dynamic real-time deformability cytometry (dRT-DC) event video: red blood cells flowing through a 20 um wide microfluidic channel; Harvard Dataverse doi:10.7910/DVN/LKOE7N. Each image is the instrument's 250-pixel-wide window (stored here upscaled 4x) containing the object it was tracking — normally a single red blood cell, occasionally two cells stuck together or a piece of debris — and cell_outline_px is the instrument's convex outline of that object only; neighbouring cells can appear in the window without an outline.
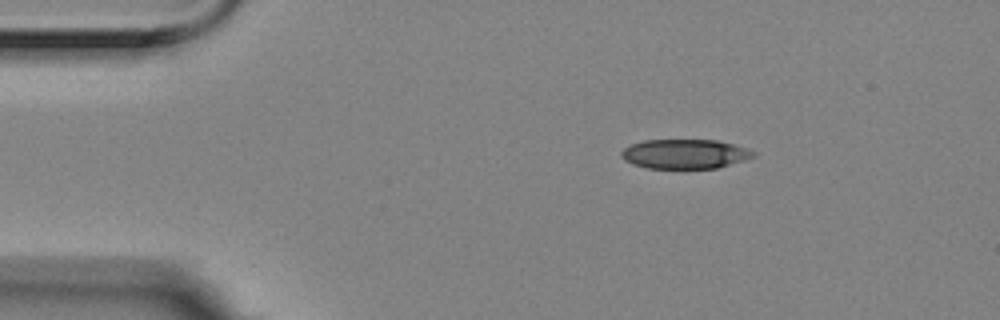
{"species": "Egyptian fruit bat (a non-hibernating species)", "species_latin": "Rousettus aegyptiacus", "temperature_condition": "room temperature", "stored_images_in_passage": 3, "camera_frame_rate_fps": 3000, "um_per_image_px": 0.085, "animal": {"sex": "female"}, "frame": {"image": 1, "passage_image": 1, "time_ms": 0.0, "image_size_px": [1000, 320], "cell_outline_px": [[756, 156], [744, 160], [716, 168], [648, 168], [632, 164], [624, 160], [620, 156], [620, 152], [628, 144], [644, 140], [716, 140], [748, 148], [756, 152]], "centroid_in_image_um": [58.18, 13.08], "position_along_channel_um": 26.8, "area_um2": 22.77}}
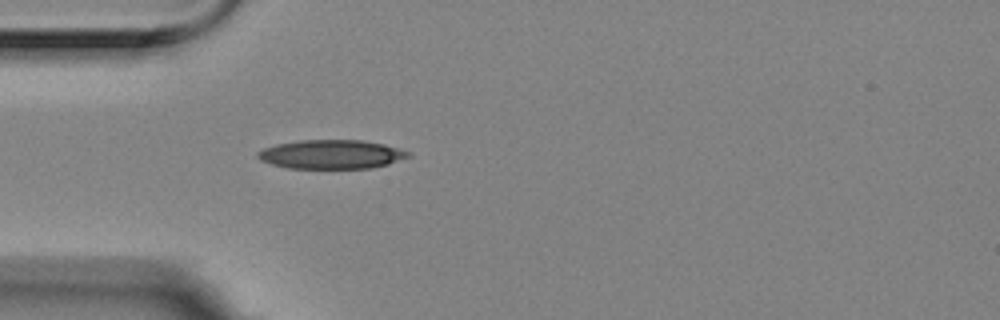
{"frame": {"image": 2, "passage_image": 3, "time_ms": 0.667, "image_size_px": [1000, 320], "cell_outline_px": [[412, 156], [388, 164], [372, 168], [288, 168], [272, 164], [260, 160], [256, 156], [256, 152], [264, 148], [276, 144], [300, 140], [360, 140], [384, 144], [400, 148], [412, 152]], "centroid_in_image_um": [28.19, 13.11], "position_along_channel_um": 56.8, "area_um2": 25.55}}